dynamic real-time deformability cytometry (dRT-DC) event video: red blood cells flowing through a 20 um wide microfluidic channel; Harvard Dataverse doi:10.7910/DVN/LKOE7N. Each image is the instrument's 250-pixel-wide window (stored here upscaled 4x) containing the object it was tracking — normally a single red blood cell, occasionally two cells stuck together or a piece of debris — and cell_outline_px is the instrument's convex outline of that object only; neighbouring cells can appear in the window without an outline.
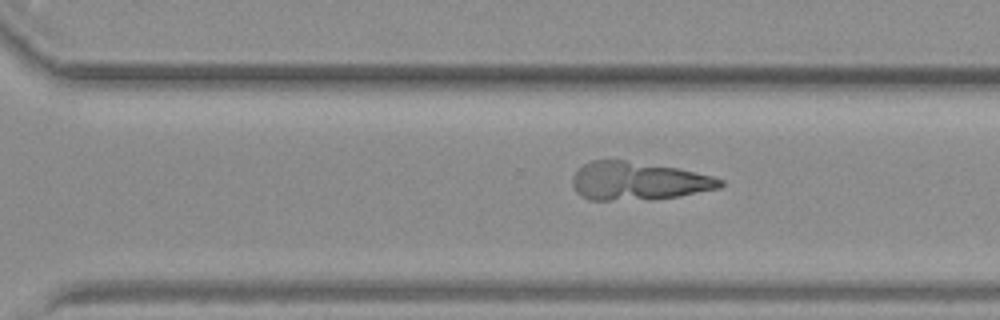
{"species": "common noctule bat (a hibernating species)", "species_latin": "Nyctalus noctula", "temperature_condition": "warm", "stored_images_in_passage": 57, "camera_frame_rate_fps": 3000, "um_per_image_px": 0.085, "animal": {"sex": "female", "body_mass_g": 19.3, "forearm_length_mm": 54.1}, "frame": {"image": 1, "passage_image": 38, "time_ms": 12.333, "image_size_px": [1000, 320], "cell_outline_px": [[724, 184], [720, 188], [680, 196], [608, 200], [588, 200], [580, 196], [572, 188], [572, 176], [584, 164], [592, 160], [624, 160], [676, 168], [712, 176], [724, 180]], "centroid_in_image_um": [54.21, 15.38], "position_along_channel_um": 316.4, "area_um2": 32.43}}
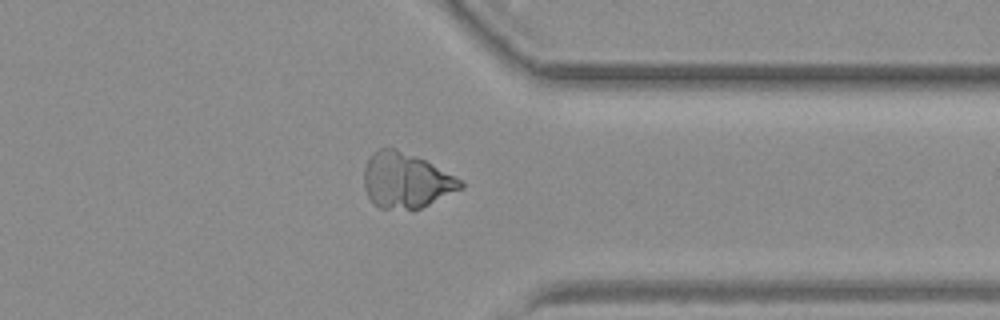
{"frame": {"image": 2, "passage_image": 44, "time_ms": 14.333, "image_size_px": [1000, 320], "cell_outline_px": [[464, 188], [420, 208], [380, 208], [368, 196], [364, 188], [364, 168], [372, 152], [380, 148], [396, 148], [424, 160], [464, 180]], "centroid_in_image_um": [34.52, 15.32], "position_along_channel_um": 376.9, "area_um2": 30.81}}
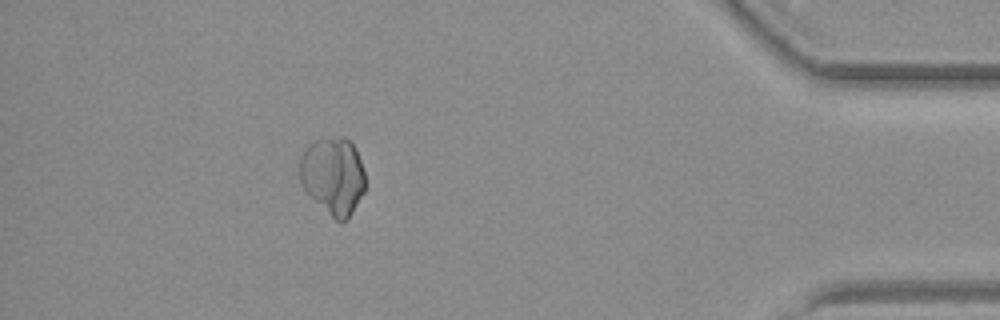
{"frame": {"image": 3, "passage_image": 51, "time_ms": 16.667, "image_size_px": [1000, 320], "cell_outline_px": [[364, 192], [348, 220], [336, 220], [304, 188], [300, 180], [300, 156], [304, 148], [308, 144], [316, 140], [344, 136], [356, 148], [364, 172]], "centroid_in_image_um": [28.32, 14.9], "position_along_channel_um": 406.9, "area_um2": 29.07}}